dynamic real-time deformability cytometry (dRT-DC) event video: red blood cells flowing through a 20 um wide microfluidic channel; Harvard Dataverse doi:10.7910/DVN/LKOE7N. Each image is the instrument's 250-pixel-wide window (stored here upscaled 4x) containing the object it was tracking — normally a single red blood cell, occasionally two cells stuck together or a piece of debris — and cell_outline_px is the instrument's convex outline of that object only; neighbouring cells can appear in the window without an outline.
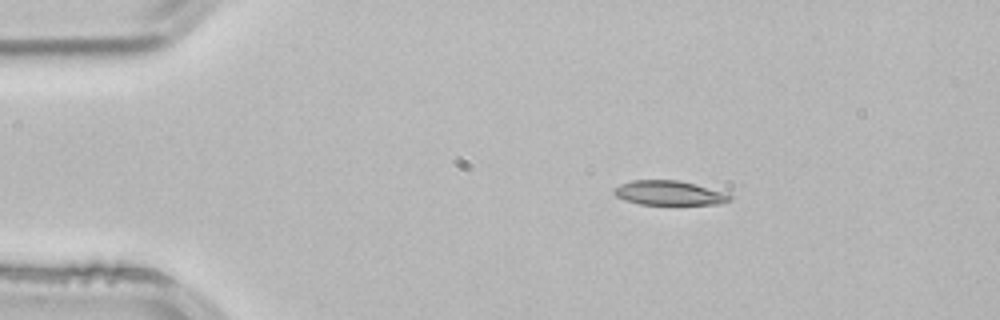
{"species": "common noctule bat (a hibernating species)", "species_latin": "Nyctalus noctula", "temperature_condition": "room temperature", "stored_images_in_passage": 2, "camera_frame_rate_fps": 3000, "um_per_image_px": 0.085, "animal": {"sex": "male", "body_mass_g": 21.5, "forearm_length_mm": 52.0}, "frame": {"image": 1, "passage_image": 1, "time_ms": 0.0, "image_size_px": [1000, 320], "cell_outline_px": [[732, 200], [720, 204], [640, 204], [624, 200], [616, 196], [612, 192], [612, 188], [620, 184], [632, 180], [680, 180], [728, 192], [732, 196]], "centroid_in_image_um": [56.9, 16.39], "position_along_channel_um": 28.1, "area_um2": 16.76}}